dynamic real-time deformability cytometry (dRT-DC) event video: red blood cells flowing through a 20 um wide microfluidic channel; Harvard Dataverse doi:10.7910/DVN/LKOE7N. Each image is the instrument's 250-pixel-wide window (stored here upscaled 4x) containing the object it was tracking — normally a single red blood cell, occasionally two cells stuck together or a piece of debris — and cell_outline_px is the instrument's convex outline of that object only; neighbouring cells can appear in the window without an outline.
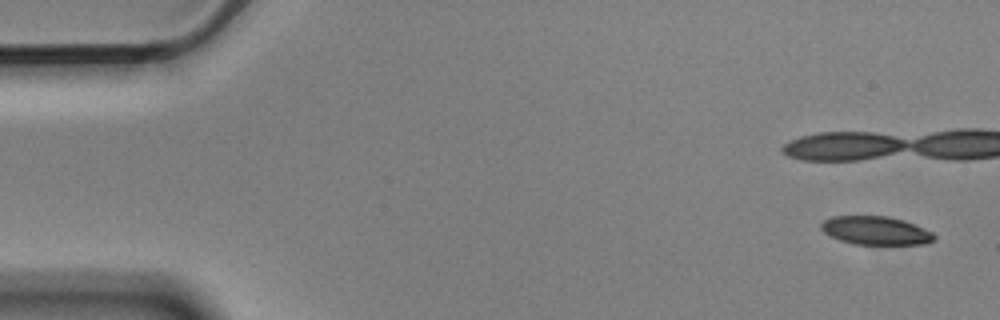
{"species": "Egyptian fruit bat (a non-hibernating species)", "species_latin": "Rousettus aegyptiacus", "temperature_condition": "cold", "stored_images_in_passage": 8, "camera_frame_rate_fps": 3000, "um_per_image_px": 0.085, "animal": {"sex": "male"}, "frame": {"image": 1, "passage_image": 1, "time_ms": 0.0, "image_size_px": [1000, 320], "cell_outline_px": [[936, 236], [932, 240], [924, 244], [856, 244], [840, 240], [824, 232], [820, 228], [820, 224], [824, 220], [832, 216], [888, 216], [904, 220], [924, 228], [932, 232]], "centroid_in_image_um": [74.43, 19.58], "position_along_channel_um": 10.6, "area_um2": 18.61}}
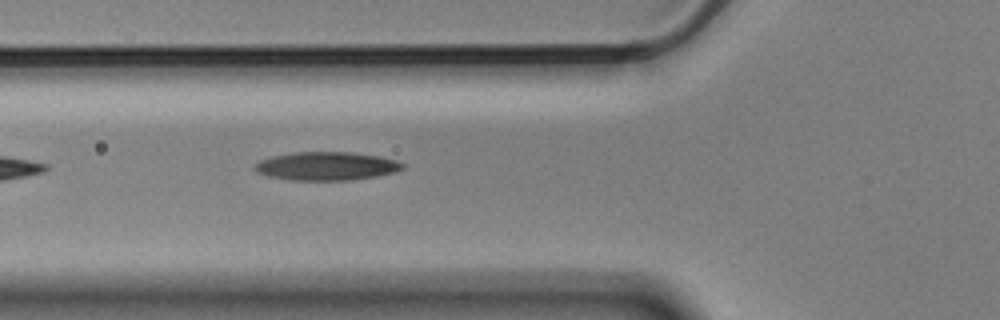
{"frame": {"image": 2, "passage_image": 8, "time_ms": 2.333, "image_size_px": [1000, 320], "cell_outline_px": [[404, 168], [392, 172], [376, 176], [348, 180], [292, 180], [268, 176], [256, 172], [252, 168], [260, 160], [272, 156], [292, 152], [352, 152], [380, 156], [396, 160], [404, 164]], "centroid_in_image_um": [27.72, 14.11], "position_along_channel_um": 98.1, "area_um2": 24.45}}